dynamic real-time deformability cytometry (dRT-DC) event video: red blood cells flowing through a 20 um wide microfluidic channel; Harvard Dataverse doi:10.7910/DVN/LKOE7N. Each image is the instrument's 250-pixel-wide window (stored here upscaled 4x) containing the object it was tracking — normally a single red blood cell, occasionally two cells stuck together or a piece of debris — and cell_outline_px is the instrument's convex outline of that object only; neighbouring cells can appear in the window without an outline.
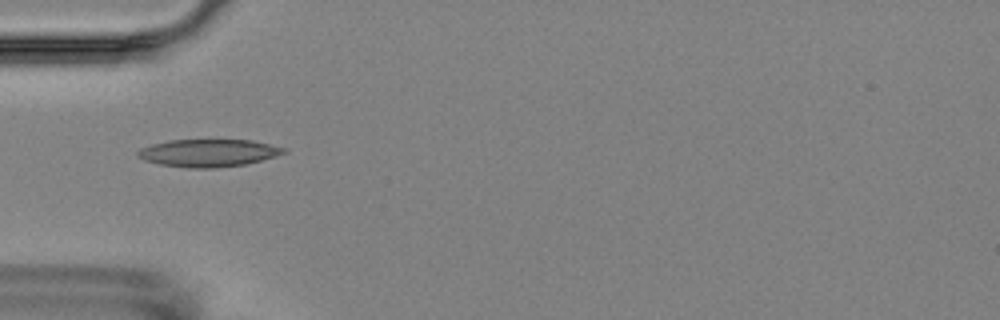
{"species": "Egyptian fruit bat (a non-hibernating species)", "species_latin": "Rousettus aegyptiacus", "temperature_condition": "room temperature", "stored_images_in_passage": 7, "camera_frame_rate_fps": 3000, "um_per_image_px": 0.085, "animal": {"sex": "female"}, "frame": {"image": 1, "passage_image": 3, "time_ms": 2.333, "image_size_px": [1000, 320], "cell_outline_px": [[288, 152], [276, 156], [244, 164], [212, 168], [188, 168], [160, 164], [144, 160], [136, 156], [136, 152], [140, 148], [152, 144], [168, 140], [252, 140], [288, 148]], "centroid_in_image_um": [17.71, 12.99], "position_along_channel_um": 67.3, "area_um2": 23.47}}
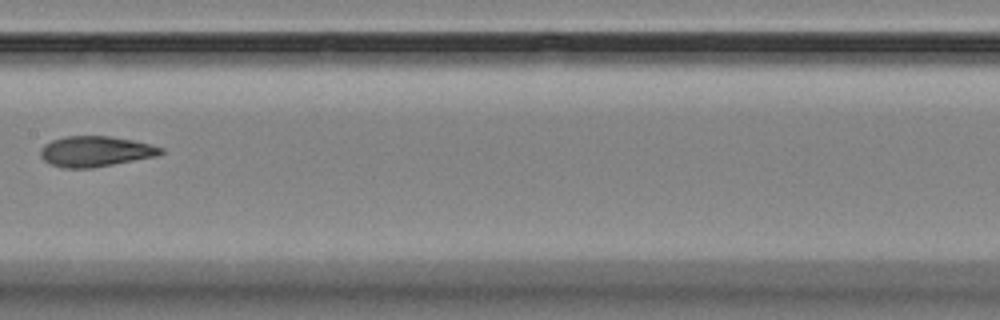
{"frame": {"image": 2, "passage_image": 6, "time_ms": 6.0, "image_size_px": [1000, 320], "cell_outline_px": [[164, 152], [156, 156], [92, 168], [64, 168], [48, 164], [40, 156], [40, 148], [44, 144], [52, 140], [64, 136], [108, 136], [132, 140], [164, 148]], "centroid_in_image_um": [8.06, 12.87], "position_along_channel_um": 199.3, "area_um2": 21.39}}
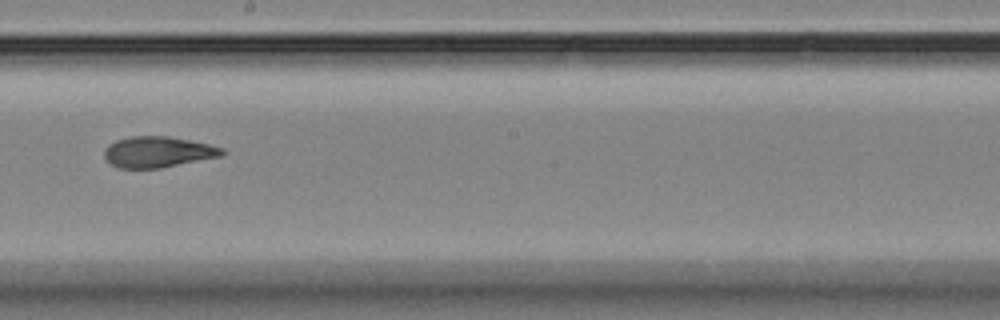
{"frame": {"image": 3, "passage_image": 7, "time_ms": 7.0, "image_size_px": [1000, 320], "cell_outline_px": [[224, 152], [220, 156], [160, 168], [120, 168], [112, 164], [104, 156], [104, 152], [108, 144], [116, 140], [132, 136], [168, 136], [208, 144], [224, 148]], "centroid_in_image_um": [13.4, 12.91], "position_along_channel_um": 234.8, "area_um2": 20.92}}